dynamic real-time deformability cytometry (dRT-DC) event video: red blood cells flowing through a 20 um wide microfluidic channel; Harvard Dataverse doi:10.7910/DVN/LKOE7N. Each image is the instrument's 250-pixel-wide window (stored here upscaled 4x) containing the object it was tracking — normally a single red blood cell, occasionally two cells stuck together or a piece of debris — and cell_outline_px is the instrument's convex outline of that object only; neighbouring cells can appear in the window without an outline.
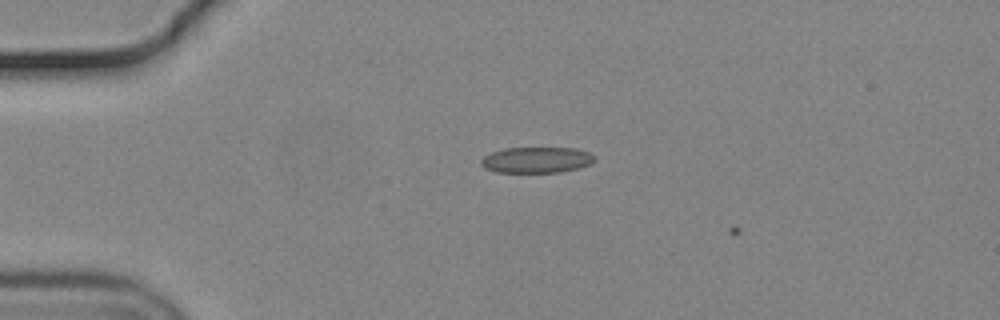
{"species": "common noctule bat (a hibernating species)", "species_latin": "Nyctalus noctula", "temperature_condition": "cold", "stored_images_in_passage": 9, "camera_frame_rate_fps": 3000, "um_per_image_px": 0.085, "animal": {"sex": "male", "body_mass_g": 19.2, "forearm_length_mm": 51.8}, "frame": {"image": 1, "passage_image": 8, "time_ms": 2.333, "image_size_px": [1000, 320], "cell_outline_px": [[596, 160], [588, 164], [576, 168], [560, 172], [496, 172], [484, 168], [480, 164], [480, 160], [484, 156], [492, 152], [504, 148], [576, 148], [588, 152], [596, 156]], "centroid_in_image_um": [45.58, 13.59], "position_along_channel_um": 39.4, "area_um2": 17.11}}